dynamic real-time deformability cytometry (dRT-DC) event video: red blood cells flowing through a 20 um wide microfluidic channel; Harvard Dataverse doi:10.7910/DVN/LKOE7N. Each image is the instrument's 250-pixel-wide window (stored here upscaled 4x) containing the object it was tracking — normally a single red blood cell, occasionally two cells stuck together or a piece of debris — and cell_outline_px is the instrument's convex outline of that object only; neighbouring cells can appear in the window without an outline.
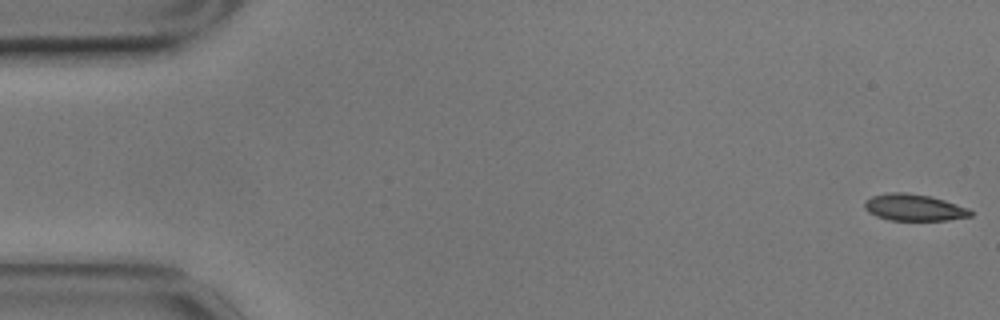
{"species": "common noctule bat (a hibernating species)", "species_latin": "Nyctalus noctula", "temperature_condition": "cold", "stored_images_in_passage": 57, "camera_frame_rate_fps": 3000, "um_per_image_px": 0.085, "animal": {"sex": "male", "body_mass_g": 17.9}, "frame": {"image": 1, "passage_image": 1, "time_ms": 0.0, "image_size_px": [1000, 320], "cell_outline_px": [[972, 216], [948, 220], [888, 220], [876, 216], [868, 212], [864, 208], [864, 204], [872, 196], [888, 192], [904, 192], [932, 196], [968, 208], [972, 212]], "centroid_in_image_um": [77.68, 17.63], "position_along_channel_um": 7.3, "area_um2": 16.47}}
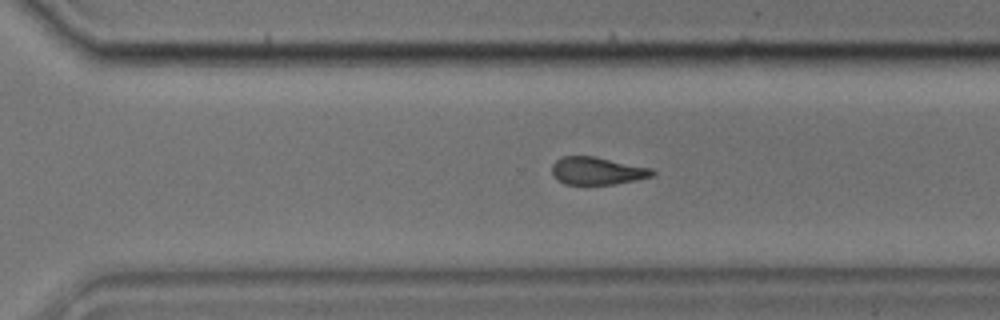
{"frame": {"image": 2, "passage_image": 39, "time_ms": 12.667, "image_size_px": [1000, 320], "cell_outline_px": [[656, 172], [652, 176], [612, 184], [564, 184], [556, 180], [552, 176], [552, 164], [556, 160], [564, 156], [596, 156], [652, 168]], "centroid_in_image_um": [50.72, 14.51], "position_along_channel_um": 319.9, "area_um2": 16.18}}
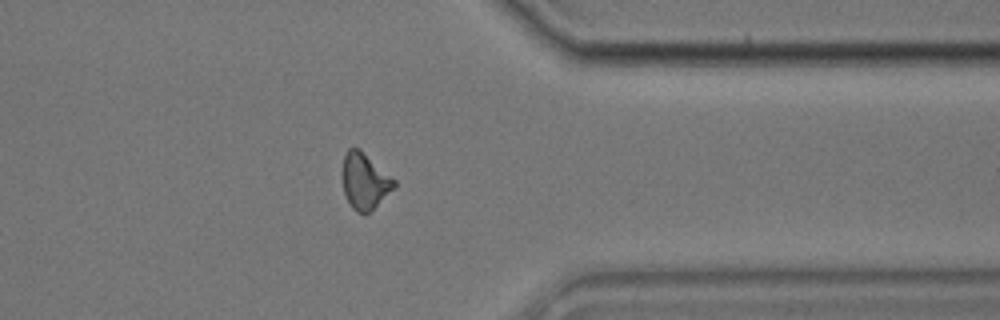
{"frame": {"image": 3, "passage_image": 45, "time_ms": 14.667, "image_size_px": [1000, 320], "cell_outline_px": [[396, 188], [368, 212], [356, 212], [352, 208], [344, 192], [344, 156], [348, 148], [360, 148], [396, 180]], "centroid_in_image_um": [31.05, 15.38], "position_along_channel_um": 380.4, "area_um2": 16.59}, "authors_computed_cell_mechanics": {"area_um2": 17.2822, "velocity_mm_per_s": 3.4979, "shape_relaxation_time_tau1_ms": 4.8692, "shape_relaxation_time_tau2_ms": 3.0613, "deformation_change_tau1": 0.1226, "deformation_change_tau2": 0.0841}}